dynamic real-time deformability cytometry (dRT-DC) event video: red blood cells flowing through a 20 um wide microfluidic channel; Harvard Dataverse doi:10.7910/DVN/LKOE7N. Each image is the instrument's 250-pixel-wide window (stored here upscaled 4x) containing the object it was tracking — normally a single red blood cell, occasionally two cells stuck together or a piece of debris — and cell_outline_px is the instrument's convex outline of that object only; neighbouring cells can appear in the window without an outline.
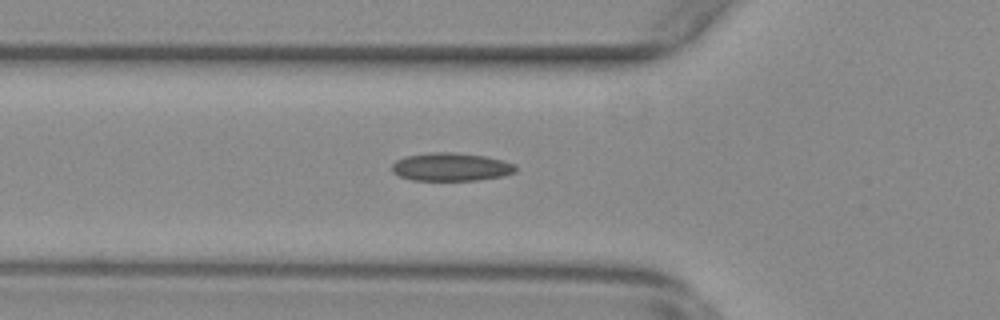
{"species": "common noctule bat (a hibernating species)", "species_latin": "Nyctalus noctula", "temperature_condition": "warm", "stored_images_in_passage": 25, "camera_frame_rate_fps": 3000, "um_per_image_px": 0.085, "animal": {"sex": "female", "body_mass_g": 29.2, "forearm_length_mm": 56.3}, "frame": {"image": 1, "passage_image": 2, "time_ms": 0.333, "image_size_px": [1000, 320], "cell_outline_px": [[516, 172], [504, 176], [476, 180], [412, 180], [400, 176], [392, 172], [392, 164], [396, 160], [408, 156], [432, 152], [448, 152], [484, 156], [516, 164]], "centroid_in_image_um": [38.34, 14.2], "position_along_channel_um": 87.5, "area_um2": 20.11}}
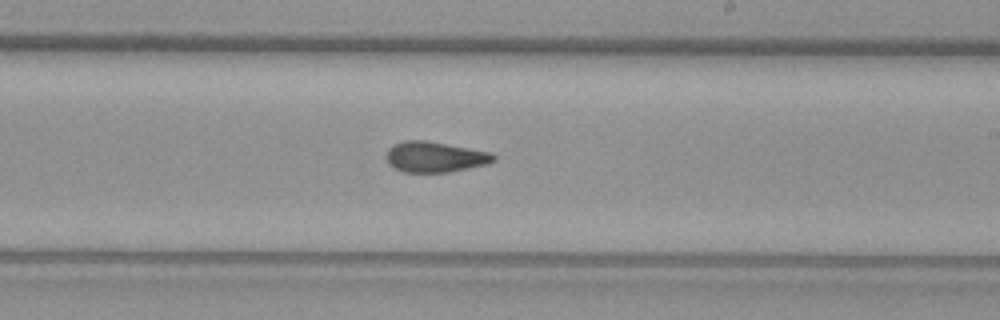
{"frame": {"image": 2, "passage_image": 15, "time_ms": 4.667, "image_size_px": [1000, 320], "cell_outline_px": [[496, 160], [488, 164], [448, 172], [404, 172], [388, 164], [384, 156], [388, 148], [392, 144], [404, 140], [428, 140], [492, 152], [496, 156]], "centroid_in_image_um": [36.96, 13.32], "position_along_channel_um": 252.0, "area_um2": 19.48}}
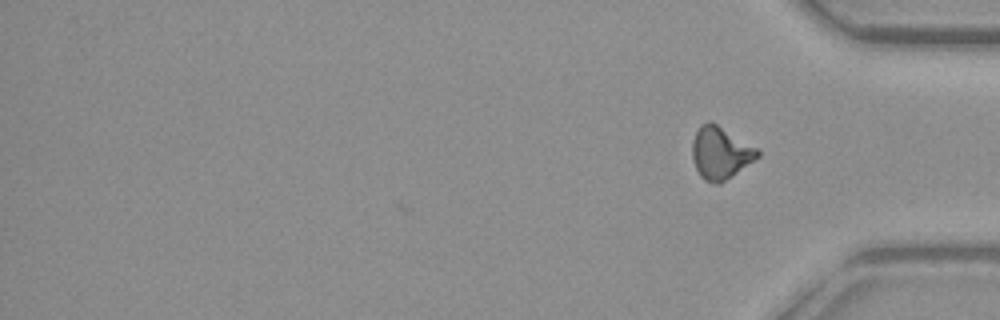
{"frame": {"image": 3, "passage_image": 25, "time_ms": 8.0, "image_size_px": [1000, 320], "cell_outline_px": [[760, 156], [732, 176], [720, 184], [716, 184], [704, 180], [700, 176], [692, 160], [692, 140], [700, 124], [708, 120], [712, 120], [756, 148], [760, 152]], "centroid_in_image_um": [61.2, 12.98], "position_along_channel_um": 374.0, "area_um2": 20.06}}